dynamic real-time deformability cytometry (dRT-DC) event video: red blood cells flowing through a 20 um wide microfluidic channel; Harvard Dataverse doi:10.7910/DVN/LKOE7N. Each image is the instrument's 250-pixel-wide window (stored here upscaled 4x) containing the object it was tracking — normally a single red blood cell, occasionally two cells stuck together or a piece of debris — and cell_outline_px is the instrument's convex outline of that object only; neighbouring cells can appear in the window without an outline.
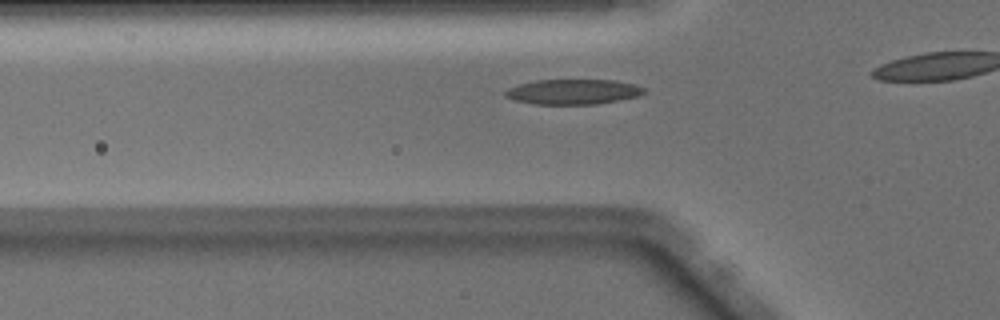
{"species": "Egyptian fruit bat (a non-hibernating species)", "species_latin": "Rousettus aegyptiacus", "temperature_condition": "warm", "stored_images_in_passage": 29, "camera_frame_rate_fps": 3000, "um_per_image_px": 0.085, "animal": {"sex": "male"}, "frame": {"image": 1, "passage_image": 6, "time_ms": 1.667, "image_size_px": [1000, 320], "cell_outline_px": [[644, 92], [636, 96], [620, 100], [596, 104], [532, 104], [516, 100], [504, 96], [504, 92], [508, 88], [520, 84], [536, 80], [612, 80], [632, 84], [644, 88]], "centroid_in_image_um": [48.66, 7.8], "position_along_channel_um": 77.1, "area_um2": 20.06}}
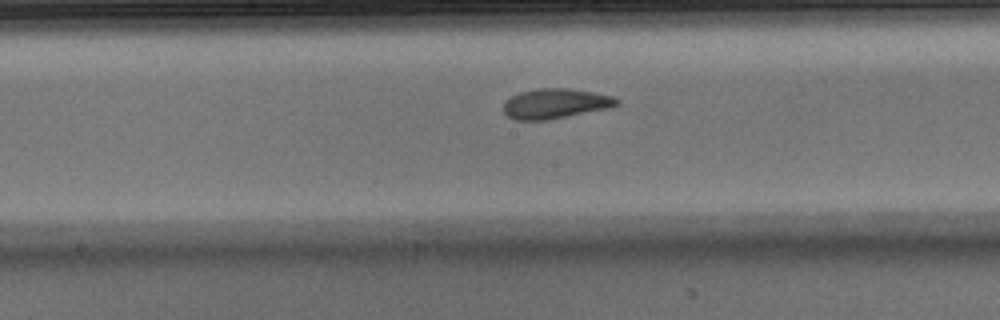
{"frame": {"image": 2, "passage_image": 15, "time_ms": 4.667, "image_size_px": [1000, 320], "cell_outline_px": [[620, 104], [612, 108], [548, 120], [516, 120], [508, 116], [504, 112], [504, 100], [520, 92], [536, 88], [568, 88], [592, 92], [612, 96], [620, 100]], "centroid_in_image_um": [47.23, 8.81], "position_along_channel_um": 201.0, "area_um2": 20.0}}
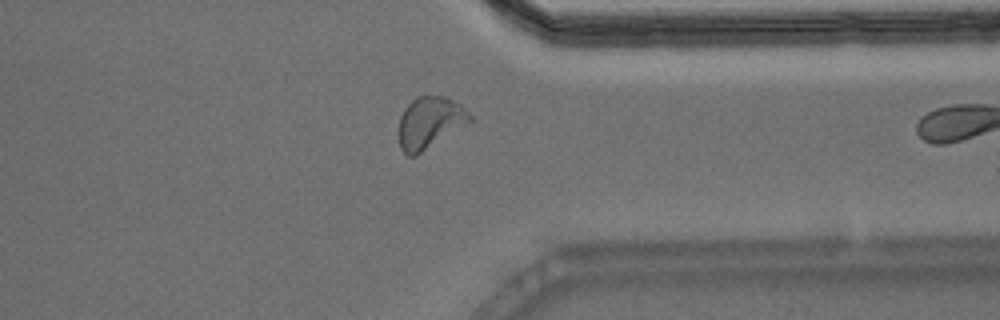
{"frame": {"image": 3, "passage_image": 28, "time_ms": 9.0, "image_size_px": [1000, 320], "cell_outline_px": [[472, 120], [416, 156], [408, 156], [400, 148], [400, 116], [404, 108], [416, 96], [444, 96], [460, 104], [472, 116]], "centroid_in_image_um": [36.52, 10.41], "position_along_channel_um": 374.9, "area_um2": 21.04}}